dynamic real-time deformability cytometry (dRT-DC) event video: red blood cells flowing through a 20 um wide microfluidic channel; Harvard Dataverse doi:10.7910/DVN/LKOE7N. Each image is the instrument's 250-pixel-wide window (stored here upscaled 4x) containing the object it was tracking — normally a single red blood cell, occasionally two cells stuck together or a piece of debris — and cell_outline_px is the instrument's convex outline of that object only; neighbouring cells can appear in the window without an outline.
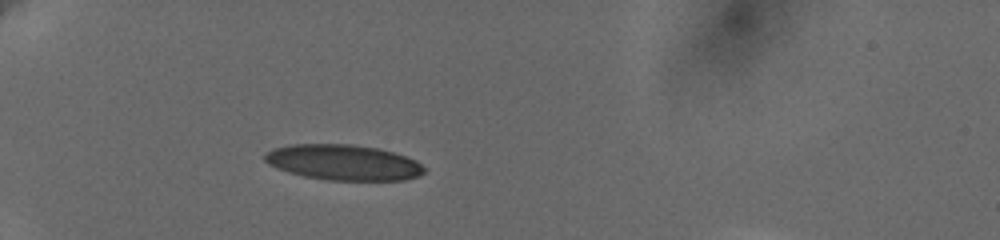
{"species": "human", "species_latin": "Homo sapiens", "temperature_condition": "cold", "stored_images_in_passage": 40, "camera_frame_rate_fps": 3000, "um_per_image_px": 0.085, "donor": {"sex": "female"}, "frame": {"image": 1, "passage_image": 1, "time_ms": 0.0, "image_size_px": [1000, 240], "cell_outline_px": [[424, 172], [420, 176], [404, 180], [328, 180], [304, 176], [288, 172], [276, 168], [268, 164], [264, 160], [264, 152], [272, 148], [288, 144], [352, 144], [376, 148], [392, 152], [416, 160], [424, 168]], "centroid_in_image_um": [29.13, 13.8], "position_along_channel_um": 55.9, "area_um2": 33.12}}
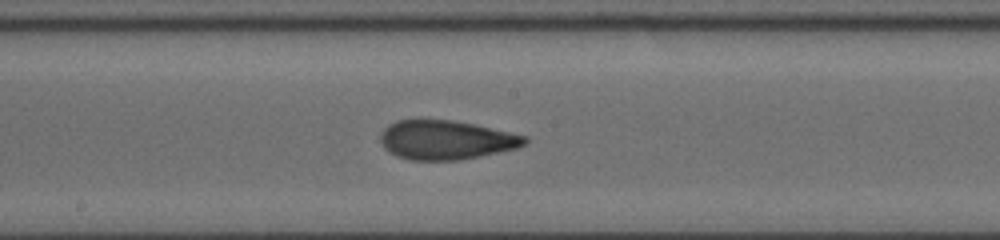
{"frame": {"image": 2, "passage_image": 16, "time_ms": 5.0, "image_size_px": [1000, 240], "cell_outline_px": [[528, 140], [524, 144], [516, 148], [480, 156], [460, 160], [412, 160], [396, 156], [388, 152], [384, 148], [380, 140], [380, 136], [384, 128], [388, 124], [396, 120], [420, 116], [452, 120], [476, 124], [528, 136]], "centroid_in_image_um": [37.85, 11.85], "position_along_channel_um": 210.3, "area_um2": 33.81}}
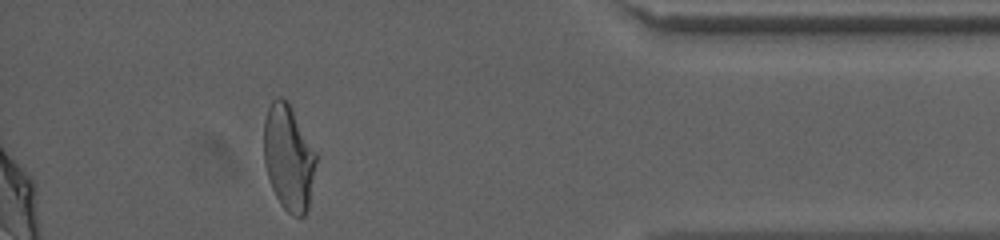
{"frame": {"image": 3, "passage_image": 35, "time_ms": 11.333, "image_size_px": [1000, 240], "cell_outline_px": [[316, 160], [308, 208], [304, 216], [292, 216], [280, 204], [272, 188], [264, 164], [264, 120], [268, 108], [272, 100], [280, 96], [288, 100], [316, 152]], "centroid_in_image_um": [24.52, 13.37], "position_along_channel_um": 410.7, "area_um2": 32.08}, "authors_computed_cell_mechanics": {"area_um2": 33.0905, "velocity_mm_per_s": 3.6326, "shape_relaxation_time_tau1_ms": 6.9842, "shape_relaxation_time_tau2_ms": 1.6886, "deformation_change_tau1": 0.2169, "deformation_change_tau2": 0.0883}}